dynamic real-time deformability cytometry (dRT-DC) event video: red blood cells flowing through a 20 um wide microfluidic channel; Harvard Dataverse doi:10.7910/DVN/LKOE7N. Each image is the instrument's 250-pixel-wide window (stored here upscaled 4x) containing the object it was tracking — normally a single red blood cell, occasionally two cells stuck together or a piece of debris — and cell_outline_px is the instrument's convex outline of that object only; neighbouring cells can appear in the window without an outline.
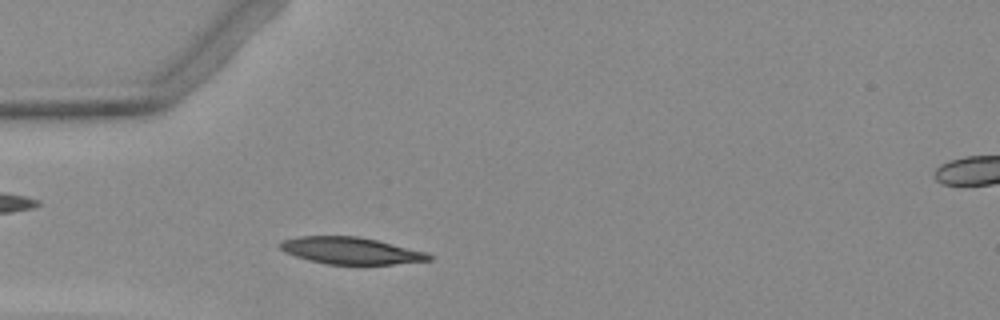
{"species": "Egyptian fruit bat (a non-hibernating species)", "species_latin": "Rousettus aegyptiacus", "temperature_condition": "warm", "stored_images_in_passage": 1, "camera_frame_rate_fps": 3000, "um_per_image_px": 0.085, "animal": {"sex": "female"}, "frame": {"image": 1, "passage_image": 1, "time_ms": 0.0, "image_size_px": [1000, 320], "cell_outline_px": [[432, 260], [392, 264], [324, 264], [308, 260], [284, 252], [276, 244], [284, 240], [300, 236], [356, 236], [376, 240], [428, 252], [432, 256]], "centroid_in_image_um": [29.8, 21.31], "position_along_channel_um": 55.2, "area_um2": 23.29}}